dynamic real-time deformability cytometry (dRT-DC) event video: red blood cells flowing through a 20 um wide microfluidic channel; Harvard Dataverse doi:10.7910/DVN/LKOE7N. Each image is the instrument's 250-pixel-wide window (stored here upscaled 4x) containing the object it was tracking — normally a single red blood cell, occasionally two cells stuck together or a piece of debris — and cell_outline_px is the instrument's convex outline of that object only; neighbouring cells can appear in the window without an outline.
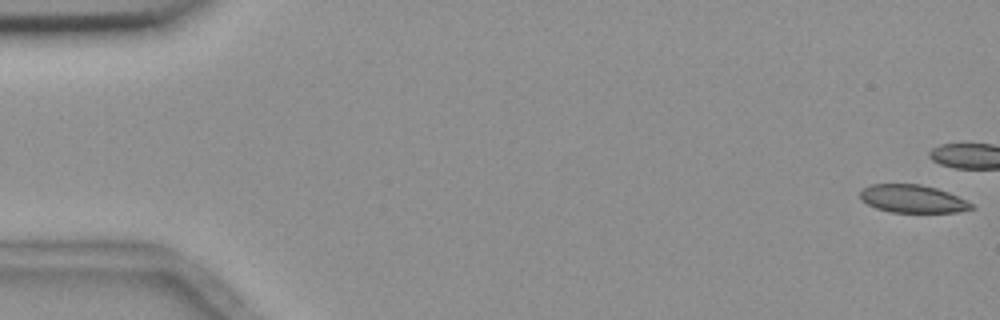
{"species": "common noctule bat (a hibernating species)", "species_latin": "Nyctalus noctula", "temperature_condition": "room temperature", "stored_images_in_passage": 13, "camera_frame_rate_fps": 3000, "um_per_image_px": 0.085, "animal": {"sex": "female", "body_mass_g": 18.4}, "frame": {"image": 1, "passage_image": 1, "time_ms": 0.0, "image_size_px": [1000, 320], "cell_outline_px": [[976, 208], [956, 212], [892, 212], [876, 208], [860, 200], [860, 192], [864, 188], [872, 184], [920, 184], [936, 188], [948, 192], [972, 204]], "centroid_in_image_um": [77.55, 16.9], "position_along_channel_um": 7.4, "area_um2": 17.92}}